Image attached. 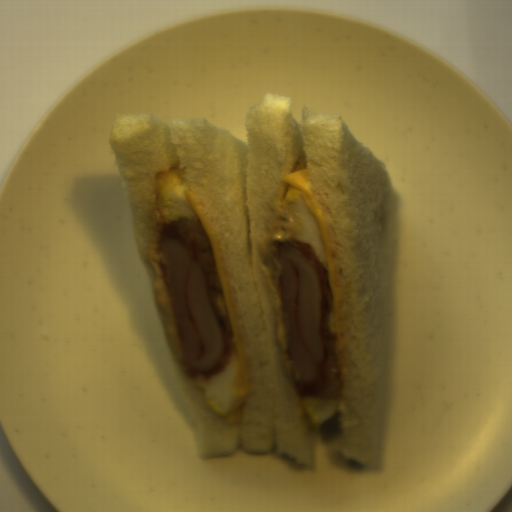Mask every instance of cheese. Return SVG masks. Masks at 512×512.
<instances>
[{
    "label": "cheese",
    "instance_id": "cheese-1",
    "mask_svg": "<svg viewBox=\"0 0 512 512\" xmlns=\"http://www.w3.org/2000/svg\"><path fill=\"white\" fill-rule=\"evenodd\" d=\"M280 197L282 201L289 185L299 188L301 196L315 218L321 236L322 247L326 260L333 307V333H335L336 354H341L344 348V297L341 283L335 266L336 247L334 234L314 194L312 178L304 156L299 159L293 171L282 176L280 182Z\"/></svg>",
    "mask_w": 512,
    "mask_h": 512
},
{
    "label": "cheese",
    "instance_id": "cheese-2",
    "mask_svg": "<svg viewBox=\"0 0 512 512\" xmlns=\"http://www.w3.org/2000/svg\"><path fill=\"white\" fill-rule=\"evenodd\" d=\"M185 195L192 211L199 219L198 224L205 233L206 239L208 241L213 256L231 329V345L228 352H235V354L238 357L240 365V382L244 398L247 395H249L251 378L249 374L248 364L239 329L237 315L234 307V302L231 294L229 278L225 266L223 248L212 231L208 218L202 208V202H197L192 192L185 193Z\"/></svg>",
    "mask_w": 512,
    "mask_h": 512
}]
</instances>
